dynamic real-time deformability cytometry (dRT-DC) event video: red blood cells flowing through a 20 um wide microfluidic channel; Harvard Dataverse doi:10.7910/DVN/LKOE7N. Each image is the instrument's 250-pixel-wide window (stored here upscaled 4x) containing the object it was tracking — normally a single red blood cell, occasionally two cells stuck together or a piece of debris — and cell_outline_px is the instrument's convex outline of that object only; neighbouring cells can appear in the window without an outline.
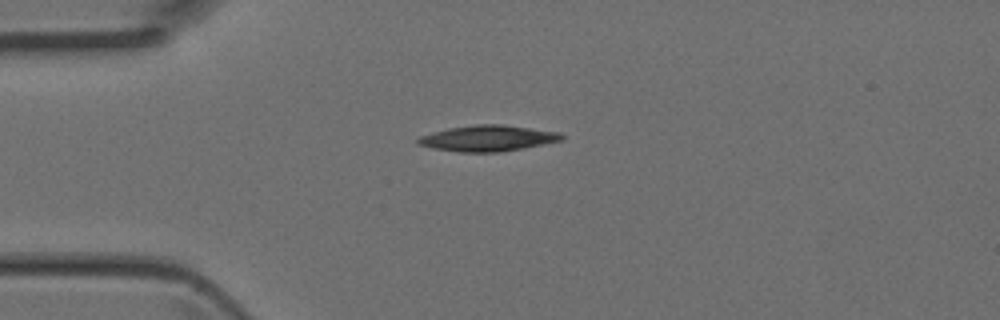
{"species": "Egyptian fruit bat (a non-hibernating species)", "species_latin": "Rousettus aegyptiacus", "temperature_condition": "room temperature", "stored_images_in_passage": 34, "camera_frame_rate_fps": 3000, "um_per_image_px": 0.085, "animal": {"sex": "female"}, "frame": {"image": 1, "passage_image": 1, "time_ms": 0.0, "image_size_px": [1000, 320], "cell_outline_px": [[564, 140], [524, 148], [500, 152], [460, 152], [432, 148], [416, 144], [416, 140], [420, 136], [432, 132], [448, 128], [476, 124], [504, 124], [560, 132], [564, 136]], "centroid_in_image_um": [41.47, 11.75], "position_along_channel_um": 43.5, "area_um2": 21.91}}
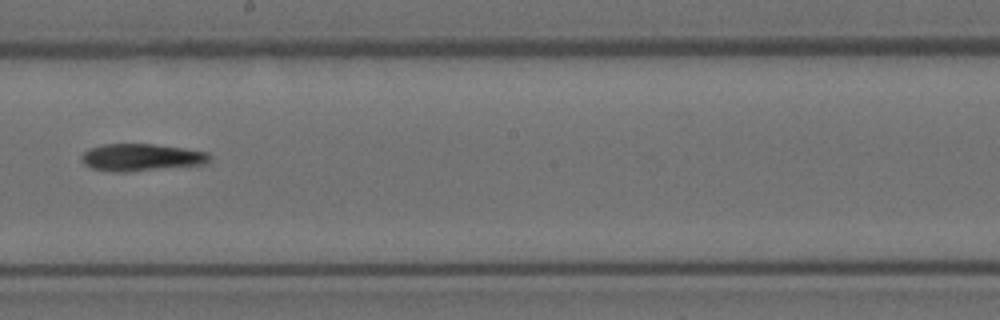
{"frame": {"image": 2, "passage_image": 15, "time_ms": 4.667, "image_size_px": [1000, 320], "cell_outline_px": [[212, 156], [208, 164], [124, 172], [116, 172], [92, 168], [84, 164], [80, 156], [88, 148], [104, 144], [152, 144], [208, 152]], "centroid_in_image_um": [12.02, 13.38], "position_along_channel_um": 236.2, "area_um2": 20.29}}
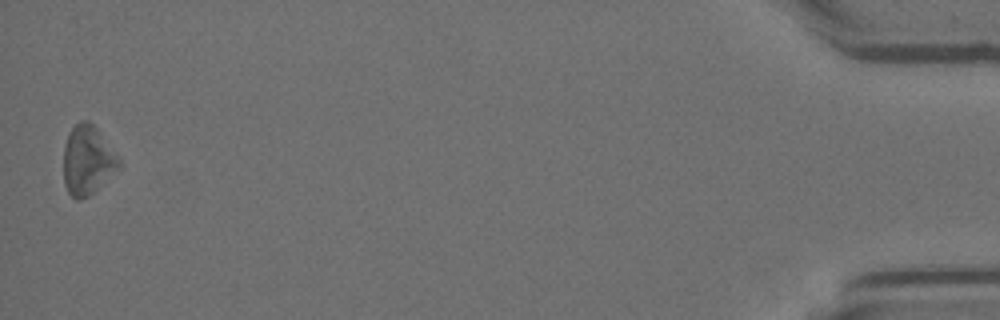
{"frame": {"image": 3, "passage_image": 34, "time_ms": 11.0, "image_size_px": [1000, 320], "cell_outline_px": [[120, 168], [88, 196], [80, 200], [76, 200], [68, 192], [64, 184], [64, 144], [68, 132], [80, 120], [88, 120], [96, 128], [120, 160]], "centroid_in_image_um": [7.41, 13.62], "position_along_channel_um": 427.8, "area_um2": 22.08}}